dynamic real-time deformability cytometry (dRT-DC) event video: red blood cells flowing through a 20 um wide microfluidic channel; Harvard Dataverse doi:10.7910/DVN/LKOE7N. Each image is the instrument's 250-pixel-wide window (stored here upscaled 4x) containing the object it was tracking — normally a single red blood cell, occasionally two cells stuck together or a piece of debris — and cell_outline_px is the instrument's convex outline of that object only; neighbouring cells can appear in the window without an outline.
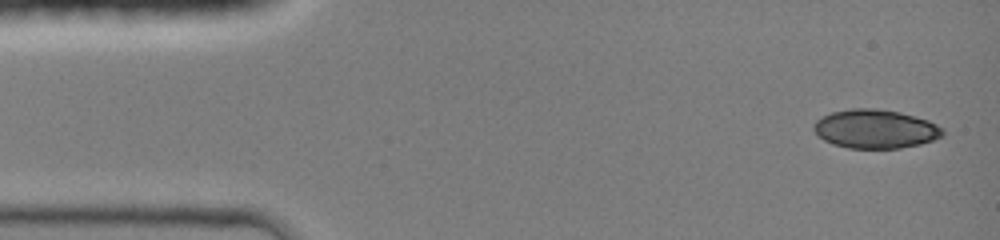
{"species": "common noctule bat (a hibernating species)", "species_latin": "Nyctalus noctula", "temperature_condition": "room temperature", "stored_images_in_passage": 4, "camera_frame_rate_fps": 3000, "um_per_image_px": 0.085, "animal": {"sex": "female", "body_mass_g": 19.0, "forearm_length_mm": 51.5}, "frame": {"image": 1, "passage_image": 1, "time_ms": 0.0, "image_size_px": [1000, 240], "cell_outline_px": [[944, 136], [920, 144], [900, 148], [848, 148], [832, 144], [824, 140], [812, 128], [812, 124], [816, 120], [832, 112], [852, 108], [876, 108], [900, 112], [928, 120], [944, 128]], "centroid_in_image_um": [74.41, 10.96], "position_along_channel_um": 10.6, "area_um2": 29.25}}
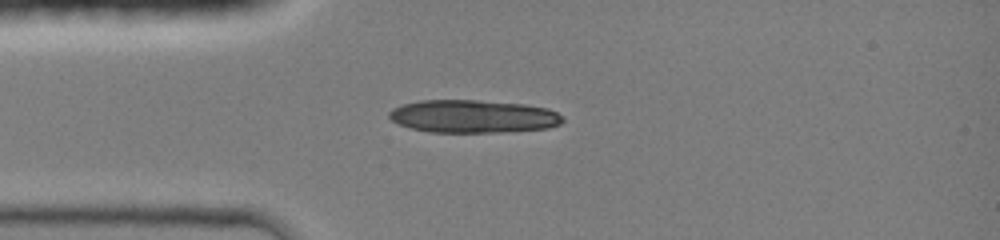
{"frame": {"image": 2, "passage_image": 4, "time_ms": 3.0, "image_size_px": [1000, 240], "cell_outline_px": [[564, 120], [560, 124], [548, 128], [500, 132], [428, 132], [412, 128], [400, 124], [392, 120], [388, 116], [388, 112], [392, 108], [404, 104], [420, 100], [476, 100], [524, 104], [548, 108], [564, 116]], "centroid_in_image_um": [40.23, 9.89], "position_along_channel_um": 44.8, "area_um2": 33.29}}